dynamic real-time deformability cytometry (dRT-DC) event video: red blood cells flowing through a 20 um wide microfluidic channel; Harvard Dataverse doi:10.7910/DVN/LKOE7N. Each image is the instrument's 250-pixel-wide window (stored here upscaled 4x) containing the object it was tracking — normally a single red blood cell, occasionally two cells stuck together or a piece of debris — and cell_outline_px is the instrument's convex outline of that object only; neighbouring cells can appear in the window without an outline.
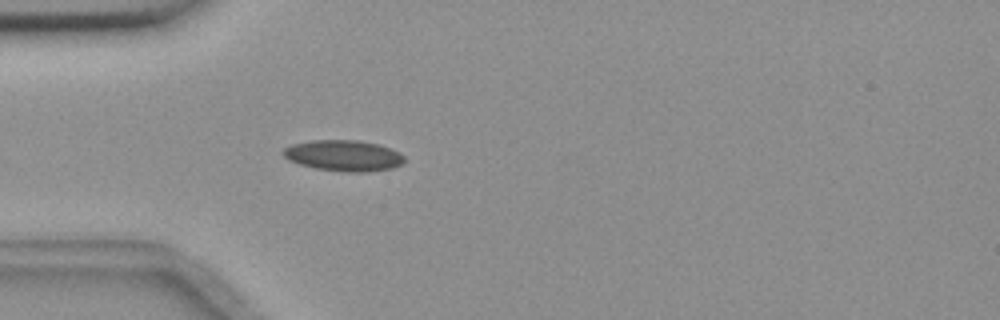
{"species": "common noctule bat (a hibernating species)", "species_latin": "Nyctalus noctula", "temperature_condition": "room temperature", "stored_images_in_passage": 4, "camera_frame_rate_fps": 3000, "um_per_image_px": 0.085, "animal": {"sex": "female", "body_mass_g": 18.4}, "frame": {"image": 1, "passage_image": 4, "time_ms": 1.0, "image_size_px": [1000, 320], "cell_outline_px": [[404, 160], [400, 164], [392, 168], [368, 172], [344, 172], [316, 168], [300, 164], [288, 160], [280, 152], [284, 148], [292, 144], [312, 140], [360, 140], [380, 144], [400, 152], [404, 156]], "centroid_in_image_um": [29.2, 13.22], "position_along_channel_um": 55.8, "area_um2": 22.02}}